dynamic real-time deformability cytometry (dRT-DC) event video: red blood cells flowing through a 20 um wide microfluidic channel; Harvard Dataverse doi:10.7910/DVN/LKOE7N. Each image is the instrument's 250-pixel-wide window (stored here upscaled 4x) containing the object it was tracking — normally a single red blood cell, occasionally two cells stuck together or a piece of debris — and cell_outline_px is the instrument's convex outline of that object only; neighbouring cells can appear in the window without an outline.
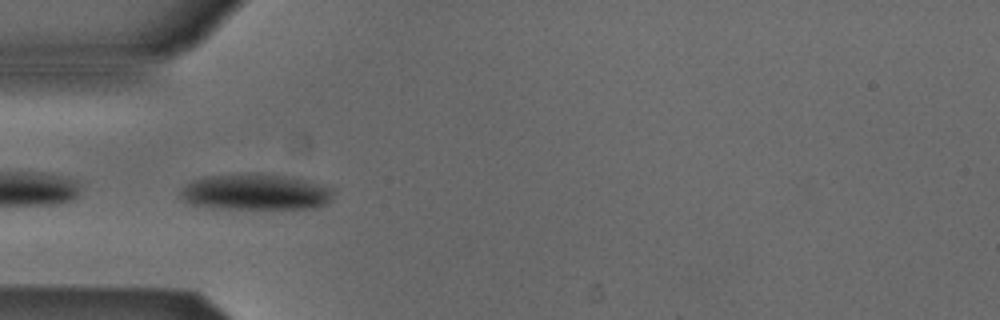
{"species": "Egyptian fruit bat (a non-hibernating species)", "species_latin": "Rousettus aegyptiacus", "temperature_condition": "cold", "stored_images_in_passage": 44, "camera_frame_rate_fps": 3000, "um_per_image_px": 0.085, "animal": {"sex": "male"}, "frame": {"image": 1, "passage_image": 7, "time_ms": 2.0, "image_size_px": [1000, 320], "cell_outline_px": [[332, 200], [316, 208], [212, 208], [188, 204], [180, 196], [180, 192], [192, 180], [208, 176], [292, 176], [308, 180], [332, 188]], "centroid_in_image_um": [21.75, 16.36], "position_along_channel_um": 63.3, "area_um2": 31.15}}
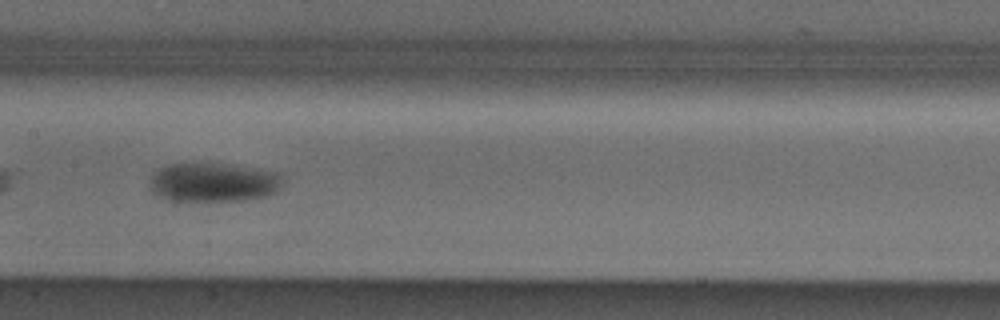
{"frame": {"image": 2, "passage_image": 17, "time_ms": 5.333, "image_size_px": [1000, 320], "cell_outline_px": [[280, 188], [276, 192], [268, 196], [240, 200], [188, 204], [172, 204], [156, 196], [148, 188], [152, 172], [160, 168], [172, 164], [220, 164], [276, 172], [280, 176]], "centroid_in_image_um": [17.97, 15.59], "position_along_channel_um": 189.4, "area_um2": 31.15}}
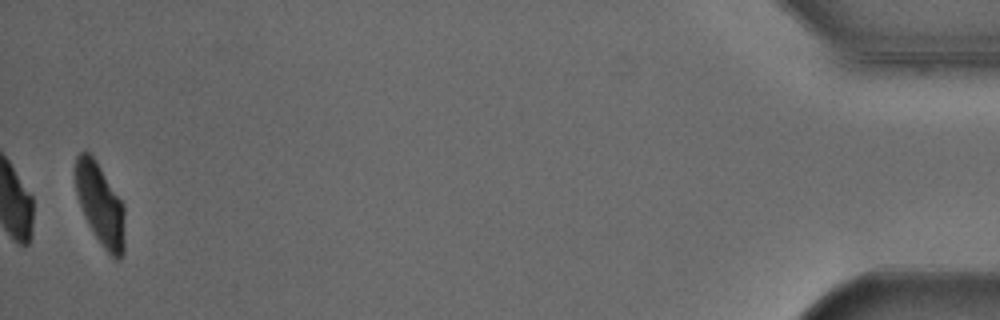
{"frame": {"image": 3, "passage_image": 43, "time_ms": 14.0, "image_size_px": [1000, 320], "cell_outline_px": [[124, 252], [120, 260], [116, 260], [100, 244], [92, 232], [88, 224], [80, 204], [76, 192], [76, 156], [80, 152], [88, 152], [92, 156], [124, 204]], "centroid_in_image_um": [8.54, 17.44], "position_along_channel_um": 426.7, "area_um2": 23.18}}